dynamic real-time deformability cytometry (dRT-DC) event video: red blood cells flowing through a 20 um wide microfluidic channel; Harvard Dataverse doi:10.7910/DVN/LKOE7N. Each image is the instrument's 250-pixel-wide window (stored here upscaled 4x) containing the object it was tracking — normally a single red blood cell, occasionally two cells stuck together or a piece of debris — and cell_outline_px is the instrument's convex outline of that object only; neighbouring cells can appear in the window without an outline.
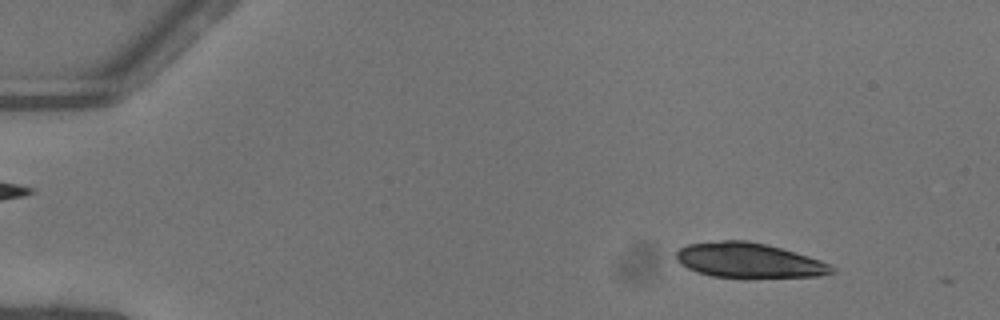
{"species": "common noctule bat (a hibernating species)", "species_latin": "Nyctalus noctula", "temperature_condition": "warm", "stored_images_in_passage": 13, "camera_frame_rate_fps": 3000, "um_per_image_px": 0.085, "animal": {"sex": "female"}, "frame": {"image": 1, "passage_image": 6, "time_ms": 1.667, "image_size_px": [1000, 320], "cell_outline_px": [[836, 272], [820, 276], [712, 276], [696, 272], [680, 264], [676, 260], [676, 252], [680, 248], [688, 244], [720, 240], [748, 240], [780, 248], [808, 256], [820, 260], [836, 268]], "centroid_in_image_um": [63.62, 22.11], "position_along_channel_um": 21.4, "area_um2": 31.04}}